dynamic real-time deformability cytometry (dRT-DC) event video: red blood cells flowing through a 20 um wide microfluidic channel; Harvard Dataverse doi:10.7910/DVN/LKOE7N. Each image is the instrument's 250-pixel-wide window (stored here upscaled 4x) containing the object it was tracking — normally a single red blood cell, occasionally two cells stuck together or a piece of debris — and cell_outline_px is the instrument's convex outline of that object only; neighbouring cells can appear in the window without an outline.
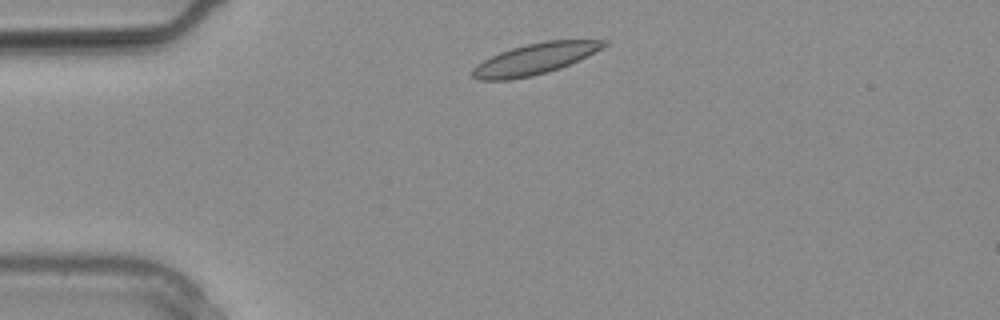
{"species": "common noctule bat (a hibernating species)", "species_latin": "Nyctalus noctula", "temperature_condition": "warm", "stored_images_in_passage": 9, "camera_frame_rate_fps": 3000, "um_per_image_px": 0.085, "animal": {"sex": "male", "body_mass_g": 20.4}, "frame": {"image": 1, "passage_image": 2, "time_ms": 0.333, "image_size_px": [1000, 320], "cell_outline_px": [[608, 44], [560, 68], [548, 72], [532, 76], [512, 80], [476, 80], [472, 76], [472, 68], [476, 64], [500, 52], [512, 48], [528, 44], [548, 40], [608, 40]], "centroid_in_image_um": [45.38, 5.02], "position_along_channel_um": 39.6, "area_um2": 23.35}}
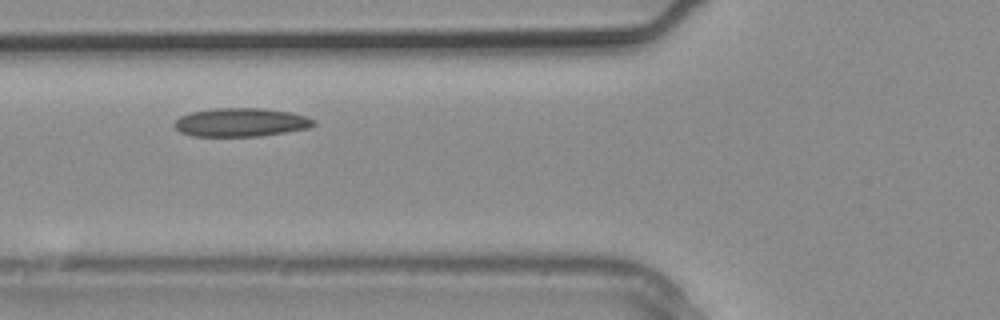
{"frame": {"image": 2, "passage_image": 6, "time_ms": 1.667, "image_size_px": [1000, 320], "cell_outline_px": [[316, 124], [308, 128], [260, 136], [192, 136], [180, 132], [176, 128], [176, 120], [180, 116], [192, 112], [216, 108], [264, 108], [288, 112], [304, 116], [316, 120]], "centroid_in_image_um": [20.48, 10.4], "position_along_channel_um": 105.3, "area_um2": 22.95}}